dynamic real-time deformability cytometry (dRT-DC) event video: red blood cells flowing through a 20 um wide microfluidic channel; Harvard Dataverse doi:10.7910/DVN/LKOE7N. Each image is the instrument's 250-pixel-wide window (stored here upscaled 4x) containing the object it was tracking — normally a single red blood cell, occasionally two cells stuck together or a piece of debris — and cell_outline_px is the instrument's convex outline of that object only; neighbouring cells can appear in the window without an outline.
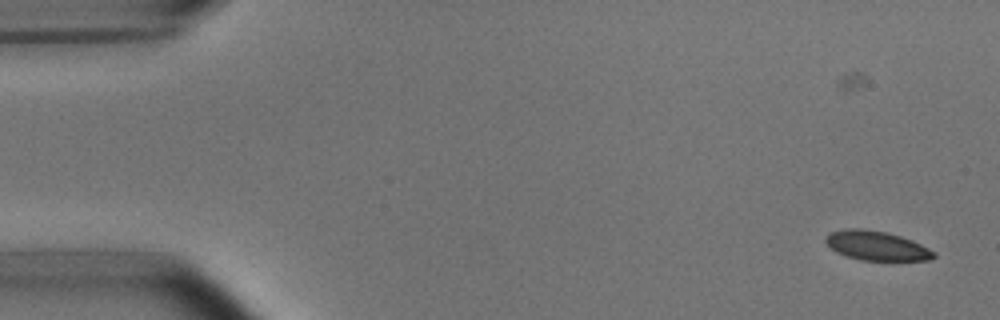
{"species": "common noctule bat (a hibernating species)", "species_latin": "Nyctalus noctula", "temperature_condition": "room temperature", "stored_images_in_passage": 52, "camera_frame_rate_fps": 3000, "um_per_image_px": 0.085, "animal": {"sex": "male", "body_mass_g": 15.6}, "frame": {"image": 1, "passage_image": 1, "time_ms": 0.0, "image_size_px": [1000, 320], "cell_outline_px": [[936, 256], [928, 260], [860, 260], [836, 252], [824, 240], [824, 236], [832, 232], [844, 228], [864, 228], [888, 232], [912, 240], [936, 252]], "centroid_in_image_um": [74.5, 20.87], "position_along_channel_um": 10.5, "area_um2": 18.5}}
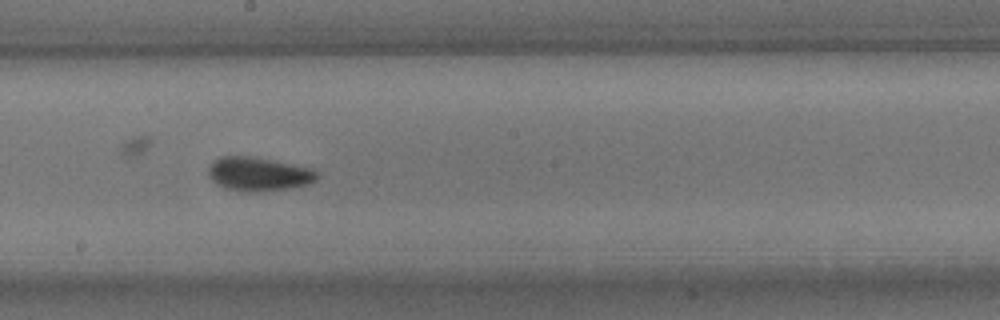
{"frame": {"image": 2, "passage_image": 28, "time_ms": 9.0, "image_size_px": [1000, 320], "cell_outline_px": [[320, 172], [316, 180], [308, 184], [288, 188], [256, 192], [244, 192], [224, 188], [216, 184], [208, 176], [208, 168], [212, 160], [220, 156], [252, 156], [312, 168]], "centroid_in_image_um": [21.95, 14.79], "position_along_channel_um": 226.2, "area_um2": 21.68}}
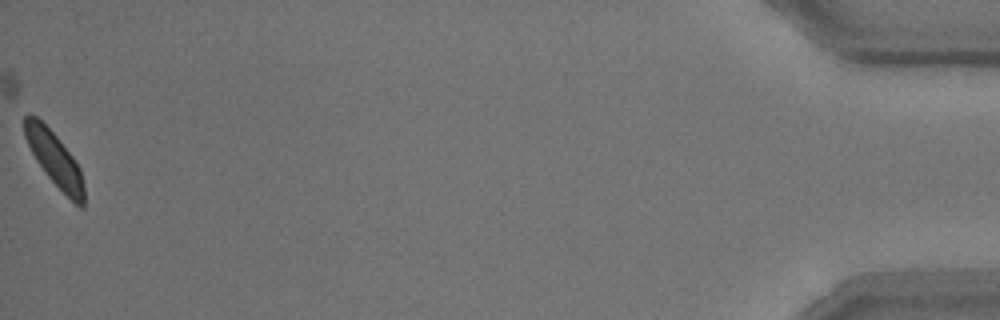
{"frame": {"image": 3, "passage_image": 52, "time_ms": 17.0, "image_size_px": [1000, 320], "cell_outline_px": [[84, 208], [80, 208], [48, 176], [36, 160], [24, 136], [24, 116], [28, 112], [36, 116], [56, 136], [72, 156], [80, 168], [84, 184]], "centroid_in_image_um": [4.63, 13.5], "position_along_channel_um": 430.6, "area_um2": 18.38}, "authors_computed_cell_mechanics": {"area_um2": 19.8543, "velocity_mm_per_s": 3.765, "shape_relaxation_time_tau1_ms": 2.5311, "shape_relaxation_time_tau2_ms": 1.0255, "deformation_change_tau1": 0.0873, "deformation_change_tau2": 0.0588}}